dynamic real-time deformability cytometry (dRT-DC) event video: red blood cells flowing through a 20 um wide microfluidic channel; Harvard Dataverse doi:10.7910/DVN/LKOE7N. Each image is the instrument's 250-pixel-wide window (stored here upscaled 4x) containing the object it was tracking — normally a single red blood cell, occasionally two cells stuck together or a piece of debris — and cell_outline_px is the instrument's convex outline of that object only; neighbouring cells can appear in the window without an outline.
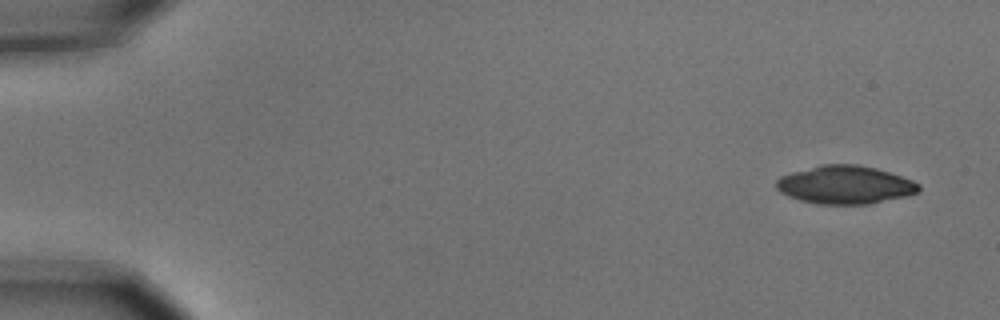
{"species": "common noctule bat (a hibernating species)", "species_latin": "Nyctalus noctula", "temperature_condition": "cold", "stored_images_in_passage": 4, "camera_frame_rate_fps": 3000, "um_per_image_px": 0.085, "animal": {"sex": "male", "body_mass_g": 15.6}, "frame": {"image": 1, "passage_image": 1, "time_ms": 0.0, "image_size_px": [1000, 320], "cell_outline_px": [[920, 192], [908, 196], [868, 204], [816, 204], [800, 200], [788, 196], [780, 192], [776, 188], [776, 180], [780, 176], [792, 172], [820, 164], [856, 164], [876, 168], [912, 180], [920, 184]], "centroid_in_image_um": [71.83, 15.71], "position_along_channel_um": 13.2, "area_um2": 31.85}}